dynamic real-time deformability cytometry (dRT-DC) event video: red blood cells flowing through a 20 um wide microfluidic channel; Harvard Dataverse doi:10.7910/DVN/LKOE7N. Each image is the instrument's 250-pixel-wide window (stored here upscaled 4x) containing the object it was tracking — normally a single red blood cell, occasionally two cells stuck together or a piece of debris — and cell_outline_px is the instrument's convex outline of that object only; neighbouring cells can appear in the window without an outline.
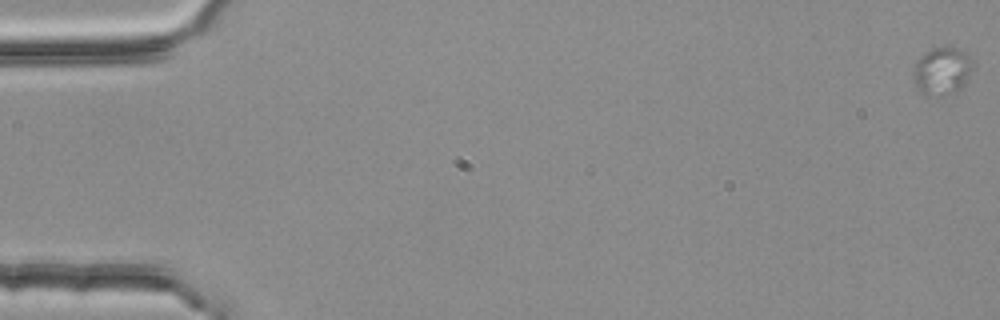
{"species": "common noctule bat (a hibernating species)", "species_latin": "Nyctalus noctula", "temperature_condition": "room temperature", "stored_images_in_passage": 6, "camera_frame_rate_fps": 3000, "um_per_image_px": 0.085, "animal": {"sex": "female", "body_mass_g": 25.1}, "frame": {"image": 1, "passage_image": 1, "time_ms": 0.0, "image_size_px": [1000, 320], "cell_outline_px": [[972, 68], [964, 84], [956, 92], [940, 96], [924, 92], [916, 88], [912, 76], [912, 72], [916, 60], [920, 56], [932, 48], [960, 48], [968, 52], [972, 56]], "centroid_in_image_um": [80.08, 6.01], "position_along_channel_um": 4.9, "area_um2": 16.53}}